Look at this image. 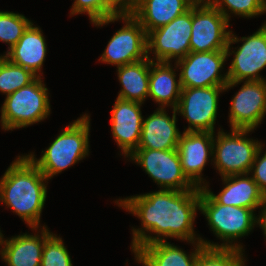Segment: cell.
<instances>
[{
  "label": "cell",
  "instance_id": "cell-30",
  "mask_svg": "<svg viewBox=\"0 0 266 266\" xmlns=\"http://www.w3.org/2000/svg\"><path fill=\"white\" fill-rule=\"evenodd\" d=\"M84 13L99 27L119 20V16H113L98 0H74L70 16Z\"/></svg>",
  "mask_w": 266,
  "mask_h": 266
},
{
  "label": "cell",
  "instance_id": "cell-11",
  "mask_svg": "<svg viewBox=\"0 0 266 266\" xmlns=\"http://www.w3.org/2000/svg\"><path fill=\"white\" fill-rule=\"evenodd\" d=\"M225 86L182 88L179 102L175 108L189 123L188 132L215 133L219 94Z\"/></svg>",
  "mask_w": 266,
  "mask_h": 266
},
{
  "label": "cell",
  "instance_id": "cell-1",
  "mask_svg": "<svg viewBox=\"0 0 266 266\" xmlns=\"http://www.w3.org/2000/svg\"><path fill=\"white\" fill-rule=\"evenodd\" d=\"M115 203L141 220L142 227L132 229L133 252L141 246L167 241L166 238H176L189 243L202 239L195 237L193 228L197 210L200 209V189H160L119 199ZM151 233L155 236H151Z\"/></svg>",
  "mask_w": 266,
  "mask_h": 266
},
{
  "label": "cell",
  "instance_id": "cell-10",
  "mask_svg": "<svg viewBox=\"0 0 266 266\" xmlns=\"http://www.w3.org/2000/svg\"><path fill=\"white\" fill-rule=\"evenodd\" d=\"M192 6L169 24L147 33V55L156 62H175L191 52Z\"/></svg>",
  "mask_w": 266,
  "mask_h": 266
},
{
  "label": "cell",
  "instance_id": "cell-20",
  "mask_svg": "<svg viewBox=\"0 0 266 266\" xmlns=\"http://www.w3.org/2000/svg\"><path fill=\"white\" fill-rule=\"evenodd\" d=\"M194 251L187 254L183 249L167 241H158L138 247L135 260L143 266H195L199 253L205 248L201 241H193Z\"/></svg>",
  "mask_w": 266,
  "mask_h": 266
},
{
  "label": "cell",
  "instance_id": "cell-26",
  "mask_svg": "<svg viewBox=\"0 0 266 266\" xmlns=\"http://www.w3.org/2000/svg\"><path fill=\"white\" fill-rule=\"evenodd\" d=\"M32 23L24 15L9 11H0V41L8 44L10 50Z\"/></svg>",
  "mask_w": 266,
  "mask_h": 266
},
{
  "label": "cell",
  "instance_id": "cell-2",
  "mask_svg": "<svg viewBox=\"0 0 266 266\" xmlns=\"http://www.w3.org/2000/svg\"><path fill=\"white\" fill-rule=\"evenodd\" d=\"M47 180V181H46ZM48 179L27 155L18 156L0 179V203L37 230L47 197Z\"/></svg>",
  "mask_w": 266,
  "mask_h": 266
},
{
  "label": "cell",
  "instance_id": "cell-18",
  "mask_svg": "<svg viewBox=\"0 0 266 266\" xmlns=\"http://www.w3.org/2000/svg\"><path fill=\"white\" fill-rule=\"evenodd\" d=\"M165 109L157 108L149 117L143 118L141 139L137 149H177L181 135L176 125L177 113L173 109L171 118Z\"/></svg>",
  "mask_w": 266,
  "mask_h": 266
},
{
  "label": "cell",
  "instance_id": "cell-23",
  "mask_svg": "<svg viewBox=\"0 0 266 266\" xmlns=\"http://www.w3.org/2000/svg\"><path fill=\"white\" fill-rule=\"evenodd\" d=\"M171 64L150 60L148 97L158 103L159 108L171 106L175 109L180 99L181 82L180 79L176 81L177 74Z\"/></svg>",
  "mask_w": 266,
  "mask_h": 266
},
{
  "label": "cell",
  "instance_id": "cell-15",
  "mask_svg": "<svg viewBox=\"0 0 266 266\" xmlns=\"http://www.w3.org/2000/svg\"><path fill=\"white\" fill-rule=\"evenodd\" d=\"M214 133L188 132L180 135L177 152L182 165V171L187 179L197 188H204L207 184L202 178L207 161H213Z\"/></svg>",
  "mask_w": 266,
  "mask_h": 266
},
{
  "label": "cell",
  "instance_id": "cell-9",
  "mask_svg": "<svg viewBox=\"0 0 266 266\" xmlns=\"http://www.w3.org/2000/svg\"><path fill=\"white\" fill-rule=\"evenodd\" d=\"M128 158L140 165L161 189L199 190L183 173L177 149H137Z\"/></svg>",
  "mask_w": 266,
  "mask_h": 266
},
{
  "label": "cell",
  "instance_id": "cell-22",
  "mask_svg": "<svg viewBox=\"0 0 266 266\" xmlns=\"http://www.w3.org/2000/svg\"><path fill=\"white\" fill-rule=\"evenodd\" d=\"M249 174L222 177L224 188L215 195L209 190V185L204 189L222 205L237 206L256 210L261 208L264 194Z\"/></svg>",
  "mask_w": 266,
  "mask_h": 266
},
{
  "label": "cell",
  "instance_id": "cell-7",
  "mask_svg": "<svg viewBox=\"0 0 266 266\" xmlns=\"http://www.w3.org/2000/svg\"><path fill=\"white\" fill-rule=\"evenodd\" d=\"M229 25L210 1H196L192 5L191 52L225 50L231 32Z\"/></svg>",
  "mask_w": 266,
  "mask_h": 266
},
{
  "label": "cell",
  "instance_id": "cell-6",
  "mask_svg": "<svg viewBox=\"0 0 266 266\" xmlns=\"http://www.w3.org/2000/svg\"><path fill=\"white\" fill-rule=\"evenodd\" d=\"M254 130H218L214 134L213 165L221 177L249 174L256 152L264 145L258 140L247 138ZM216 137V138H215Z\"/></svg>",
  "mask_w": 266,
  "mask_h": 266
},
{
  "label": "cell",
  "instance_id": "cell-8",
  "mask_svg": "<svg viewBox=\"0 0 266 266\" xmlns=\"http://www.w3.org/2000/svg\"><path fill=\"white\" fill-rule=\"evenodd\" d=\"M243 42L239 48L230 51L231 44ZM227 58L234 55L229 66L228 81L265 80L259 72L266 67V24L264 23L254 34L238 38L230 32L229 42L225 49Z\"/></svg>",
  "mask_w": 266,
  "mask_h": 266
},
{
  "label": "cell",
  "instance_id": "cell-19",
  "mask_svg": "<svg viewBox=\"0 0 266 266\" xmlns=\"http://www.w3.org/2000/svg\"><path fill=\"white\" fill-rule=\"evenodd\" d=\"M195 2V0H134L131 14L148 33L169 24L188 11Z\"/></svg>",
  "mask_w": 266,
  "mask_h": 266
},
{
  "label": "cell",
  "instance_id": "cell-24",
  "mask_svg": "<svg viewBox=\"0 0 266 266\" xmlns=\"http://www.w3.org/2000/svg\"><path fill=\"white\" fill-rule=\"evenodd\" d=\"M122 89L117 98L144 103L149 93L150 58L117 67Z\"/></svg>",
  "mask_w": 266,
  "mask_h": 266
},
{
  "label": "cell",
  "instance_id": "cell-4",
  "mask_svg": "<svg viewBox=\"0 0 266 266\" xmlns=\"http://www.w3.org/2000/svg\"><path fill=\"white\" fill-rule=\"evenodd\" d=\"M89 132L90 116L83 114L62 130L41 158L27 156L49 180L89 155Z\"/></svg>",
  "mask_w": 266,
  "mask_h": 266
},
{
  "label": "cell",
  "instance_id": "cell-28",
  "mask_svg": "<svg viewBox=\"0 0 266 266\" xmlns=\"http://www.w3.org/2000/svg\"><path fill=\"white\" fill-rule=\"evenodd\" d=\"M210 2L228 21H230L231 13L244 18H252L262 14V0H210Z\"/></svg>",
  "mask_w": 266,
  "mask_h": 266
},
{
  "label": "cell",
  "instance_id": "cell-34",
  "mask_svg": "<svg viewBox=\"0 0 266 266\" xmlns=\"http://www.w3.org/2000/svg\"><path fill=\"white\" fill-rule=\"evenodd\" d=\"M266 13V0H262V14ZM266 24V22H265Z\"/></svg>",
  "mask_w": 266,
  "mask_h": 266
},
{
  "label": "cell",
  "instance_id": "cell-3",
  "mask_svg": "<svg viewBox=\"0 0 266 266\" xmlns=\"http://www.w3.org/2000/svg\"><path fill=\"white\" fill-rule=\"evenodd\" d=\"M199 210L205 215L213 233L221 241L223 240V243L219 245L200 239L205 247L244 251L243 246L237 244V240L250 234L253 227L258 225V217L254 214L255 210L219 204L204 188L200 189Z\"/></svg>",
  "mask_w": 266,
  "mask_h": 266
},
{
  "label": "cell",
  "instance_id": "cell-17",
  "mask_svg": "<svg viewBox=\"0 0 266 266\" xmlns=\"http://www.w3.org/2000/svg\"><path fill=\"white\" fill-rule=\"evenodd\" d=\"M44 225L39 234L23 233L3 239L0 230V255L8 266H40L45 239L51 234Z\"/></svg>",
  "mask_w": 266,
  "mask_h": 266
},
{
  "label": "cell",
  "instance_id": "cell-33",
  "mask_svg": "<svg viewBox=\"0 0 266 266\" xmlns=\"http://www.w3.org/2000/svg\"><path fill=\"white\" fill-rule=\"evenodd\" d=\"M260 215H258V225L263 230V233L266 237V195L263 197V202L261 204V211L259 212Z\"/></svg>",
  "mask_w": 266,
  "mask_h": 266
},
{
  "label": "cell",
  "instance_id": "cell-12",
  "mask_svg": "<svg viewBox=\"0 0 266 266\" xmlns=\"http://www.w3.org/2000/svg\"><path fill=\"white\" fill-rule=\"evenodd\" d=\"M243 82L231 100L229 122L231 129L254 130L266 114V80L228 81L225 91Z\"/></svg>",
  "mask_w": 266,
  "mask_h": 266
},
{
  "label": "cell",
  "instance_id": "cell-25",
  "mask_svg": "<svg viewBox=\"0 0 266 266\" xmlns=\"http://www.w3.org/2000/svg\"><path fill=\"white\" fill-rule=\"evenodd\" d=\"M36 78L30 70L13 64L3 55L0 56V92L6 96L28 86Z\"/></svg>",
  "mask_w": 266,
  "mask_h": 266
},
{
  "label": "cell",
  "instance_id": "cell-31",
  "mask_svg": "<svg viewBox=\"0 0 266 266\" xmlns=\"http://www.w3.org/2000/svg\"><path fill=\"white\" fill-rule=\"evenodd\" d=\"M262 151L263 148L261 147L256 152L255 159L250 169L249 175H252L251 177L258 185L260 191L264 195H266V151L264 155H262Z\"/></svg>",
  "mask_w": 266,
  "mask_h": 266
},
{
  "label": "cell",
  "instance_id": "cell-16",
  "mask_svg": "<svg viewBox=\"0 0 266 266\" xmlns=\"http://www.w3.org/2000/svg\"><path fill=\"white\" fill-rule=\"evenodd\" d=\"M143 103L116 98L111 113V130L123 155L129 157L137 150L142 132Z\"/></svg>",
  "mask_w": 266,
  "mask_h": 266
},
{
  "label": "cell",
  "instance_id": "cell-13",
  "mask_svg": "<svg viewBox=\"0 0 266 266\" xmlns=\"http://www.w3.org/2000/svg\"><path fill=\"white\" fill-rule=\"evenodd\" d=\"M227 55L225 50L211 52H189L175 62L179 68L182 88L225 86L227 73L221 74Z\"/></svg>",
  "mask_w": 266,
  "mask_h": 266
},
{
  "label": "cell",
  "instance_id": "cell-29",
  "mask_svg": "<svg viewBox=\"0 0 266 266\" xmlns=\"http://www.w3.org/2000/svg\"><path fill=\"white\" fill-rule=\"evenodd\" d=\"M40 266H73L61 237L51 233L45 239Z\"/></svg>",
  "mask_w": 266,
  "mask_h": 266
},
{
  "label": "cell",
  "instance_id": "cell-5",
  "mask_svg": "<svg viewBox=\"0 0 266 266\" xmlns=\"http://www.w3.org/2000/svg\"><path fill=\"white\" fill-rule=\"evenodd\" d=\"M48 91L42 78L37 77L28 86L7 95L1 107L2 129H20L44 121L51 111Z\"/></svg>",
  "mask_w": 266,
  "mask_h": 266
},
{
  "label": "cell",
  "instance_id": "cell-14",
  "mask_svg": "<svg viewBox=\"0 0 266 266\" xmlns=\"http://www.w3.org/2000/svg\"><path fill=\"white\" fill-rule=\"evenodd\" d=\"M124 26L108 41L99 61L120 67L148 57L147 33L140 22L132 15H121Z\"/></svg>",
  "mask_w": 266,
  "mask_h": 266
},
{
  "label": "cell",
  "instance_id": "cell-32",
  "mask_svg": "<svg viewBox=\"0 0 266 266\" xmlns=\"http://www.w3.org/2000/svg\"><path fill=\"white\" fill-rule=\"evenodd\" d=\"M113 16L131 14L134 0H98Z\"/></svg>",
  "mask_w": 266,
  "mask_h": 266
},
{
  "label": "cell",
  "instance_id": "cell-27",
  "mask_svg": "<svg viewBox=\"0 0 266 266\" xmlns=\"http://www.w3.org/2000/svg\"><path fill=\"white\" fill-rule=\"evenodd\" d=\"M243 252L238 249L205 247L199 253L195 266H246Z\"/></svg>",
  "mask_w": 266,
  "mask_h": 266
},
{
  "label": "cell",
  "instance_id": "cell-21",
  "mask_svg": "<svg viewBox=\"0 0 266 266\" xmlns=\"http://www.w3.org/2000/svg\"><path fill=\"white\" fill-rule=\"evenodd\" d=\"M45 41L42 30L32 22L18 42L3 56L13 64L30 70L37 77H42L41 68L47 53Z\"/></svg>",
  "mask_w": 266,
  "mask_h": 266
}]
</instances>
